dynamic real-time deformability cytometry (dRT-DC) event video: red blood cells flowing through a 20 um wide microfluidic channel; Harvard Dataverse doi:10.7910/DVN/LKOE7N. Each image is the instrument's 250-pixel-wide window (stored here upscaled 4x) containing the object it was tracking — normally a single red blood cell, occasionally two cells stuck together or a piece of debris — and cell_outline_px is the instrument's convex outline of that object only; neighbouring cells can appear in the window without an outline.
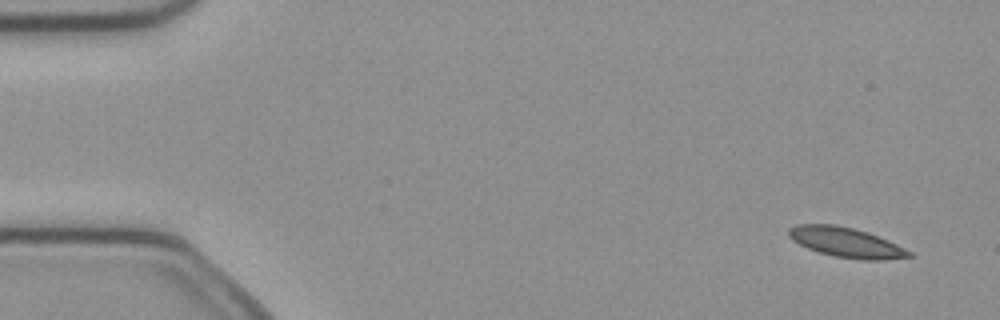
{"species": "common noctule bat (a hibernating species)", "species_latin": "Nyctalus noctula", "temperature_condition": "cold", "stored_images_in_passage": 6, "camera_frame_rate_fps": 3000, "um_per_image_px": 0.085, "animal": {"sex": "female", "body_mass_g": 21.9}, "frame": {"image": 1, "passage_image": 1, "time_ms": 0.0, "image_size_px": [1000, 320], "cell_outline_px": [[912, 256], [884, 260], [860, 260], [832, 256], [808, 248], [792, 240], [788, 236], [788, 228], [796, 224], [836, 224], [868, 232], [888, 240], [912, 252]], "centroid_in_image_um": [71.9, 20.6], "position_along_channel_um": 13.1, "area_um2": 20.98}}
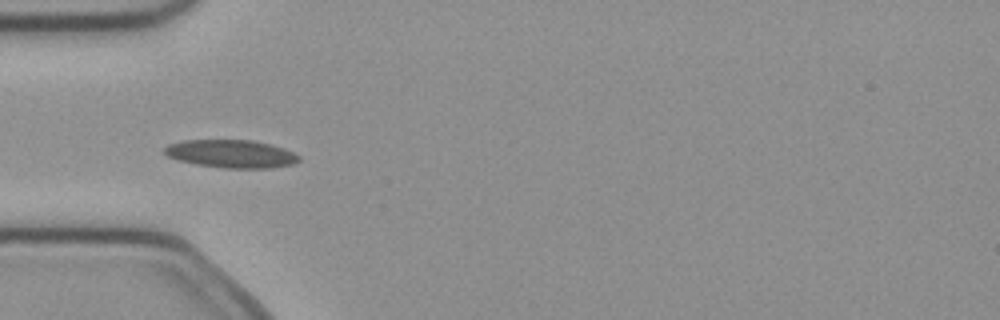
{"frame": {"image": 2, "passage_image": 4, "time_ms": 1.0, "image_size_px": [1000, 320], "cell_outline_px": [[300, 160], [292, 164], [272, 168], [224, 168], [196, 164], [176, 160], [168, 156], [164, 152], [164, 148], [168, 144], [184, 140], [252, 140], [284, 148], [300, 156]], "centroid_in_image_um": [19.63, 13.07], "position_along_channel_um": 65.4, "area_um2": 21.91}}
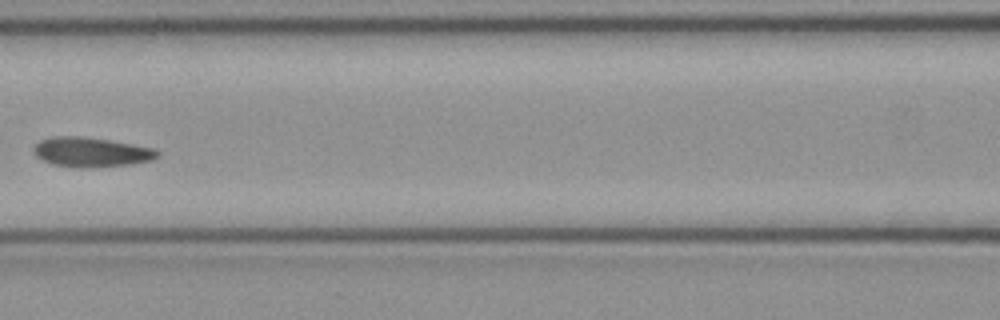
{"frame": {"image": 3, "passage_image": 6, "time_ms": 1.667, "image_size_px": [1000, 320], "cell_outline_px": [[160, 156], [152, 160], [132, 164], [80, 168], [76, 168], [52, 164], [36, 156], [32, 152], [32, 148], [40, 140], [52, 136], [80, 136], [108, 140], [156, 148], [160, 152]], "centroid_in_image_um": [7.75, 12.93], "position_along_channel_um": 158.8, "area_um2": 21.5}}